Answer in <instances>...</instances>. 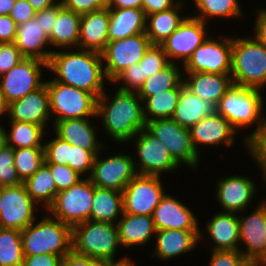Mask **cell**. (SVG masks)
Returning <instances> with one entry per match:
<instances>
[{
    "label": "cell",
    "mask_w": 266,
    "mask_h": 266,
    "mask_svg": "<svg viewBox=\"0 0 266 266\" xmlns=\"http://www.w3.org/2000/svg\"><path fill=\"white\" fill-rule=\"evenodd\" d=\"M102 266H134L130 258L118 262H107Z\"/></svg>",
    "instance_id": "obj_62"
},
{
    "label": "cell",
    "mask_w": 266,
    "mask_h": 266,
    "mask_svg": "<svg viewBox=\"0 0 266 266\" xmlns=\"http://www.w3.org/2000/svg\"><path fill=\"white\" fill-rule=\"evenodd\" d=\"M6 132L3 125L0 126V150L7 145Z\"/></svg>",
    "instance_id": "obj_64"
},
{
    "label": "cell",
    "mask_w": 266,
    "mask_h": 266,
    "mask_svg": "<svg viewBox=\"0 0 266 266\" xmlns=\"http://www.w3.org/2000/svg\"><path fill=\"white\" fill-rule=\"evenodd\" d=\"M213 250H241L240 227L237 213L220 212L206 224Z\"/></svg>",
    "instance_id": "obj_25"
},
{
    "label": "cell",
    "mask_w": 266,
    "mask_h": 266,
    "mask_svg": "<svg viewBox=\"0 0 266 266\" xmlns=\"http://www.w3.org/2000/svg\"><path fill=\"white\" fill-rule=\"evenodd\" d=\"M109 27V8L81 15L79 42L77 49L101 52L107 43Z\"/></svg>",
    "instance_id": "obj_24"
},
{
    "label": "cell",
    "mask_w": 266,
    "mask_h": 266,
    "mask_svg": "<svg viewBox=\"0 0 266 266\" xmlns=\"http://www.w3.org/2000/svg\"><path fill=\"white\" fill-rule=\"evenodd\" d=\"M14 43L24 57L37 58L47 63L54 52L43 49L45 45H51L49 37L34 18L17 26Z\"/></svg>",
    "instance_id": "obj_27"
},
{
    "label": "cell",
    "mask_w": 266,
    "mask_h": 266,
    "mask_svg": "<svg viewBox=\"0 0 266 266\" xmlns=\"http://www.w3.org/2000/svg\"><path fill=\"white\" fill-rule=\"evenodd\" d=\"M233 84L262 90L266 86V46L256 37H232Z\"/></svg>",
    "instance_id": "obj_6"
},
{
    "label": "cell",
    "mask_w": 266,
    "mask_h": 266,
    "mask_svg": "<svg viewBox=\"0 0 266 266\" xmlns=\"http://www.w3.org/2000/svg\"><path fill=\"white\" fill-rule=\"evenodd\" d=\"M255 22V36L266 46V9L259 10Z\"/></svg>",
    "instance_id": "obj_58"
},
{
    "label": "cell",
    "mask_w": 266,
    "mask_h": 266,
    "mask_svg": "<svg viewBox=\"0 0 266 266\" xmlns=\"http://www.w3.org/2000/svg\"><path fill=\"white\" fill-rule=\"evenodd\" d=\"M23 184L26 187L27 193L36 204L43 202L46 209L52 205L56 196V185L51 171L45 163L33 176L26 179Z\"/></svg>",
    "instance_id": "obj_36"
},
{
    "label": "cell",
    "mask_w": 266,
    "mask_h": 266,
    "mask_svg": "<svg viewBox=\"0 0 266 266\" xmlns=\"http://www.w3.org/2000/svg\"><path fill=\"white\" fill-rule=\"evenodd\" d=\"M246 148L259 165L263 182L266 183V122L246 141Z\"/></svg>",
    "instance_id": "obj_43"
},
{
    "label": "cell",
    "mask_w": 266,
    "mask_h": 266,
    "mask_svg": "<svg viewBox=\"0 0 266 266\" xmlns=\"http://www.w3.org/2000/svg\"><path fill=\"white\" fill-rule=\"evenodd\" d=\"M49 93L50 114L56 121L95 117L97 97L94 94L55 80L45 82Z\"/></svg>",
    "instance_id": "obj_7"
},
{
    "label": "cell",
    "mask_w": 266,
    "mask_h": 266,
    "mask_svg": "<svg viewBox=\"0 0 266 266\" xmlns=\"http://www.w3.org/2000/svg\"><path fill=\"white\" fill-rule=\"evenodd\" d=\"M232 38H207L183 65L185 73L231 74Z\"/></svg>",
    "instance_id": "obj_13"
},
{
    "label": "cell",
    "mask_w": 266,
    "mask_h": 266,
    "mask_svg": "<svg viewBox=\"0 0 266 266\" xmlns=\"http://www.w3.org/2000/svg\"><path fill=\"white\" fill-rule=\"evenodd\" d=\"M8 116L9 120L37 124L45 129L48 120L52 117L46 84L19 100L10 103Z\"/></svg>",
    "instance_id": "obj_21"
},
{
    "label": "cell",
    "mask_w": 266,
    "mask_h": 266,
    "mask_svg": "<svg viewBox=\"0 0 266 266\" xmlns=\"http://www.w3.org/2000/svg\"><path fill=\"white\" fill-rule=\"evenodd\" d=\"M16 0H0V15H9Z\"/></svg>",
    "instance_id": "obj_61"
},
{
    "label": "cell",
    "mask_w": 266,
    "mask_h": 266,
    "mask_svg": "<svg viewBox=\"0 0 266 266\" xmlns=\"http://www.w3.org/2000/svg\"><path fill=\"white\" fill-rule=\"evenodd\" d=\"M17 26L9 15H0V43L14 42Z\"/></svg>",
    "instance_id": "obj_54"
},
{
    "label": "cell",
    "mask_w": 266,
    "mask_h": 266,
    "mask_svg": "<svg viewBox=\"0 0 266 266\" xmlns=\"http://www.w3.org/2000/svg\"><path fill=\"white\" fill-rule=\"evenodd\" d=\"M132 139H135V153L140 162L139 166L135 165L137 174L161 177L163 172L178 169L179 164L171 157L167 147L146 128L140 130Z\"/></svg>",
    "instance_id": "obj_14"
},
{
    "label": "cell",
    "mask_w": 266,
    "mask_h": 266,
    "mask_svg": "<svg viewBox=\"0 0 266 266\" xmlns=\"http://www.w3.org/2000/svg\"><path fill=\"white\" fill-rule=\"evenodd\" d=\"M45 164L49 167L53 179L55 180L56 194L70 188L83 178L68 165L54 163Z\"/></svg>",
    "instance_id": "obj_46"
},
{
    "label": "cell",
    "mask_w": 266,
    "mask_h": 266,
    "mask_svg": "<svg viewBox=\"0 0 266 266\" xmlns=\"http://www.w3.org/2000/svg\"><path fill=\"white\" fill-rule=\"evenodd\" d=\"M202 20L190 13L180 26L160 44L169 62L181 60L184 65L193 52L208 38L207 28Z\"/></svg>",
    "instance_id": "obj_16"
},
{
    "label": "cell",
    "mask_w": 266,
    "mask_h": 266,
    "mask_svg": "<svg viewBox=\"0 0 266 266\" xmlns=\"http://www.w3.org/2000/svg\"><path fill=\"white\" fill-rule=\"evenodd\" d=\"M256 184L247 176L231 175L217 182V201L224 212L238 213L248 207L256 190Z\"/></svg>",
    "instance_id": "obj_20"
},
{
    "label": "cell",
    "mask_w": 266,
    "mask_h": 266,
    "mask_svg": "<svg viewBox=\"0 0 266 266\" xmlns=\"http://www.w3.org/2000/svg\"><path fill=\"white\" fill-rule=\"evenodd\" d=\"M105 7H108L111 0H99Z\"/></svg>",
    "instance_id": "obj_67"
},
{
    "label": "cell",
    "mask_w": 266,
    "mask_h": 266,
    "mask_svg": "<svg viewBox=\"0 0 266 266\" xmlns=\"http://www.w3.org/2000/svg\"><path fill=\"white\" fill-rule=\"evenodd\" d=\"M260 266H266V254L263 256V258L259 261Z\"/></svg>",
    "instance_id": "obj_66"
},
{
    "label": "cell",
    "mask_w": 266,
    "mask_h": 266,
    "mask_svg": "<svg viewBox=\"0 0 266 266\" xmlns=\"http://www.w3.org/2000/svg\"><path fill=\"white\" fill-rule=\"evenodd\" d=\"M25 58L14 42L0 43V76Z\"/></svg>",
    "instance_id": "obj_49"
},
{
    "label": "cell",
    "mask_w": 266,
    "mask_h": 266,
    "mask_svg": "<svg viewBox=\"0 0 266 266\" xmlns=\"http://www.w3.org/2000/svg\"><path fill=\"white\" fill-rule=\"evenodd\" d=\"M181 0H142L141 8L146 16L152 13L169 10L175 7Z\"/></svg>",
    "instance_id": "obj_57"
},
{
    "label": "cell",
    "mask_w": 266,
    "mask_h": 266,
    "mask_svg": "<svg viewBox=\"0 0 266 266\" xmlns=\"http://www.w3.org/2000/svg\"><path fill=\"white\" fill-rule=\"evenodd\" d=\"M119 243L116 224L88 220L72 227V251L105 263L114 261Z\"/></svg>",
    "instance_id": "obj_5"
},
{
    "label": "cell",
    "mask_w": 266,
    "mask_h": 266,
    "mask_svg": "<svg viewBox=\"0 0 266 266\" xmlns=\"http://www.w3.org/2000/svg\"><path fill=\"white\" fill-rule=\"evenodd\" d=\"M152 217L156 231L164 229L200 231V239L204 235L198 227L199 220L188 206L168 194H165L155 208Z\"/></svg>",
    "instance_id": "obj_19"
},
{
    "label": "cell",
    "mask_w": 266,
    "mask_h": 266,
    "mask_svg": "<svg viewBox=\"0 0 266 266\" xmlns=\"http://www.w3.org/2000/svg\"><path fill=\"white\" fill-rule=\"evenodd\" d=\"M181 89H169L147 97L143 103L146 122L171 118L178 104Z\"/></svg>",
    "instance_id": "obj_37"
},
{
    "label": "cell",
    "mask_w": 266,
    "mask_h": 266,
    "mask_svg": "<svg viewBox=\"0 0 266 266\" xmlns=\"http://www.w3.org/2000/svg\"><path fill=\"white\" fill-rule=\"evenodd\" d=\"M217 112V105L211 101H205L181 86L180 97L171 117L180 126L190 129L204 117L211 116Z\"/></svg>",
    "instance_id": "obj_30"
},
{
    "label": "cell",
    "mask_w": 266,
    "mask_h": 266,
    "mask_svg": "<svg viewBox=\"0 0 266 266\" xmlns=\"http://www.w3.org/2000/svg\"><path fill=\"white\" fill-rule=\"evenodd\" d=\"M146 77L143 76L142 66L134 64L123 70L112 83H120V81L125 85H120L119 90L123 91H135L137 92L143 85ZM128 86V87H127Z\"/></svg>",
    "instance_id": "obj_48"
},
{
    "label": "cell",
    "mask_w": 266,
    "mask_h": 266,
    "mask_svg": "<svg viewBox=\"0 0 266 266\" xmlns=\"http://www.w3.org/2000/svg\"><path fill=\"white\" fill-rule=\"evenodd\" d=\"M21 231L0 227V266H23Z\"/></svg>",
    "instance_id": "obj_39"
},
{
    "label": "cell",
    "mask_w": 266,
    "mask_h": 266,
    "mask_svg": "<svg viewBox=\"0 0 266 266\" xmlns=\"http://www.w3.org/2000/svg\"><path fill=\"white\" fill-rule=\"evenodd\" d=\"M146 20L142 8H109V41L145 33Z\"/></svg>",
    "instance_id": "obj_29"
},
{
    "label": "cell",
    "mask_w": 266,
    "mask_h": 266,
    "mask_svg": "<svg viewBox=\"0 0 266 266\" xmlns=\"http://www.w3.org/2000/svg\"><path fill=\"white\" fill-rule=\"evenodd\" d=\"M1 208H2V200H1V187H0V212H1Z\"/></svg>",
    "instance_id": "obj_68"
},
{
    "label": "cell",
    "mask_w": 266,
    "mask_h": 266,
    "mask_svg": "<svg viewBox=\"0 0 266 266\" xmlns=\"http://www.w3.org/2000/svg\"><path fill=\"white\" fill-rule=\"evenodd\" d=\"M62 7V2L59 0V2L54 6L36 12L35 14L34 19L36 21H39L40 26L48 36L52 32L53 26L57 18V13Z\"/></svg>",
    "instance_id": "obj_52"
},
{
    "label": "cell",
    "mask_w": 266,
    "mask_h": 266,
    "mask_svg": "<svg viewBox=\"0 0 266 266\" xmlns=\"http://www.w3.org/2000/svg\"><path fill=\"white\" fill-rule=\"evenodd\" d=\"M95 156L89 179L99 188L114 189L122 192L126 185L137 175L136 161L128 154H116L106 159Z\"/></svg>",
    "instance_id": "obj_17"
},
{
    "label": "cell",
    "mask_w": 266,
    "mask_h": 266,
    "mask_svg": "<svg viewBox=\"0 0 266 266\" xmlns=\"http://www.w3.org/2000/svg\"><path fill=\"white\" fill-rule=\"evenodd\" d=\"M65 9L77 14H86L105 8L99 0H60Z\"/></svg>",
    "instance_id": "obj_51"
},
{
    "label": "cell",
    "mask_w": 266,
    "mask_h": 266,
    "mask_svg": "<svg viewBox=\"0 0 266 266\" xmlns=\"http://www.w3.org/2000/svg\"><path fill=\"white\" fill-rule=\"evenodd\" d=\"M44 161V147L14 149V165L22 182L33 176Z\"/></svg>",
    "instance_id": "obj_41"
},
{
    "label": "cell",
    "mask_w": 266,
    "mask_h": 266,
    "mask_svg": "<svg viewBox=\"0 0 266 266\" xmlns=\"http://www.w3.org/2000/svg\"><path fill=\"white\" fill-rule=\"evenodd\" d=\"M160 176L137 174L123 189V213L153 216L165 196Z\"/></svg>",
    "instance_id": "obj_12"
},
{
    "label": "cell",
    "mask_w": 266,
    "mask_h": 266,
    "mask_svg": "<svg viewBox=\"0 0 266 266\" xmlns=\"http://www.w3.org/2000/svg\"><path fill=\"white\" fill-rule=\"evenodd\" d=\"M151 45L146 33L109 41L100 52L108 82H113L129 66L138 64Z\"/></svg>",
    "instance_id": "obj_10"
},
{
    "label": "cell",
    "mask_w": 266,
    "mask_h": 266,
    "mask_svg": "<svg viewBox=\"0 0 266 266\" xmlns=\"http://www.w3.org/2000/svg\"><path fill=\"white\" fill-rule=\"evenodd\" d=\"M181 74L177 61L176 63L170 62L162 70L146 78L137 94L144 101L147 97L164 90L181 89V86L184 84L183 75Z\"/></svg>",
    "instance_id": "obj_35"
},
{
    "label": "cell",
    "mask_w": 266,
    "mask_h": 266,
    "mask_svg": "<svg viewBox=\"0 0 266 266\" xmlns=\"http://www.w3.org/2000/svg\"><path fill=\"white\" fill-rule=\"evenodd\" d=\"M105 262L71 251L61 260V266H102Z\"/></svg>",
    "instance_id": "obj_56"
},
{
    "label": "cell",
    "mask_w": 266,
    "mask_h": 266,
    "mask_svg": "<svg viewBox=\"0 0 266 266\" xmlns=\"http://www.w3.org/2000/svg\"><path fill=\"white\" fill-rule=\"evenodd\" d=\"M187 77L183 79L184 86L193 94L203 100L211 101L218 105L221 97L233 85L230 74L217 73H186Z\"/></svg>",
    "instance_id": "obj_28"
},
{
    "label": "cell",
    "mask_w": 266,
    "mask_h": 266,
    "mask_svg": "<svg viewBox=\"0 0 266 266\" xmlns=\"http://www.w3.org/2000/svg\"><path fill=\"white\" fill-rule=\"evenodd\" d=\"M120 215V217H119ZM123 215L122 192L99 188L94 185V197L90 210V220L117 223V218Z\"/></svg>",
    "instance_id": "obj_33"
},
{
    "label": "cell",
    "mask_w": 266,
    "mask_h": 266,
    "mask_svg": "<svg viewBox=\"0 0 266 266\" xmlns=\"http://www.w3.org/2000/svg\"><path fill=\"white\" fill-rule=\"evenodd\" d=\"M36 11L28 0H16L9 16L19 25L35 17Z\"/></svg>",
    "instance_id": "obj_53"
},
{
    "label": "cell",
    "mask_w": 266,
    "mask_h": 266,
    "mask_svg": "<svg viewBox=\"0 0 266 266\" xmlns=\"http://www.w3.org/2000/svg\"><path fill=\"white\" fill-rule=\"evenodd\" d=\"M2 208L0 212V227L24 230L36 222L35 206L25 185L1 187Z\"/></svg>",
    "instance_id": "obj_15"
},
{
    "label": "cell",
    "mask_w": 266,
    "mask_h": 266,
    "mask_svg": "<svg viewBox=\"0 0 266 266\" xmlns=\"http://www.w3.org/2000/svg\"><path fill=\"white\" fill-rule=\"evenodd\" d=\"M184 1H180L175 7L161 12L147 15L146 35L149 37L152 45H160L164 42L184 21L186 15L181 17L179 14ZM149 21V22H148Z\"/></svg>",
    "instance_id": "obj_32"
},
{
    "label": "cell",
    "mask_w": 266,
    "mask_h": 266,
    "mask_svg": "<svg viewBox=\"0 0 266 266\" xmlns=\"http://www.w3.org/2000/svg\"><path fill=\"white\" fill-rule=\"evenodd\" d=\"M22 183L14 165V148L5 145L0 150V187L18 186Z\"/></svg>",
    "instance_id": "obj_42"
},
{
    "label": "cell",
    "mask_w": 266,
    "mask_h": 266,
    "mask_svg": "<svg viewBox=\"0 0 266 266\" xmlns=\"http://www.w3.org/2000/svg\"><path fill=\"white\" fill-rule=\"evenodd\" d=\"M261 202L249 216L238 217L240 241L247 248L240 251L251 262H259L266 254V200Z\"/></svg>",
    "instance_id": "obj_18"
},
{
    "label": "cell",
    "mask_w": 266,
    "mask_h": 266,
    "mask_svg": "<svg viewBox=\"0 0 266 266\" xmlns=\"http://www.w3.org/2000/svg\"><path fill=\"white\" fill-rule=\"evenodd\" d=\"M142 0H111L108 8H141Z\"/></svg>",
    "instance_id": "obj_59"
},
{
    "label": "cell",
    "mask_w": 266,
    "mask_h": 266,
    "mask_svg": "<svg viewBox=\"0 0 266 266\" xmlns=\"http://www.w3.org/2000/svg\"><path fill=\"white\" fill-rule=\"evenodd\" d=\"M169 63L167 55L160 45H151L139 62L142 66L143 76L146 78L162 70Z\"/></svg>",
    "instance_id": "obj_45"
},
{
    "label": "cell",
    "mask_w": 266,
    "mask_h": 266,
    "mask_svg": "<svg viewBox=\"0 0 266 266\" xmlns=\"http://www.w3.org/2000/svg\"><path fill=\"white\" fill-rule=\"evenodd\" d=\"M246 262L240 250H212L209 266H243Z\"/></svg>",
    "instance_id": "obj_50"
},
{
    "label": "cell",
    "mask_w": 266,
    "mask_h": 266,
    "mask_svg": "<svg viewBox=\"0 0 266 266\" xmlns=\"http://www.w3.org/2000/svg\"><path fill=\"white\" fill-rule=\"evenodd\" d=\"M8 107H9V104L7 103L3 93L1 91V88H0V115L3 113L4 114L8 113Z\"/></svg>",
    "instance_id": "obj_63"
},
{
    "label": "cell",
    "mask_w": 266,
    "mask_h": 266,
    "mask_svg": "<svg viewBox=\"0 0 266 266\" xmlns=\"http://www.w3.org/2000/svg\"><path fill=\"white\" fill-rule=\"evenodd\" d=\"M116 226L119 243L127 248L145 245L156 234L152 216L123 213Z\"/></svg>",
    "instance_id": "obj_31"
},
{
    "label": "cell",
    "mask_w": 266,
    "mask_h": 266,
    "mask_svg": "<svg viewBox=\"0 0 266 266\" xmlns=\"http://www.w3.org/2000/svg\"><path fill=\"white\" fill-rule=\"evenodd\" d=\"M11 131L6 132L7 145L14 149L43 147L45 129L37 124L27 123L24 121L10 120Z\"/></svg>",
    "instance_id": "obj_38"
},
{
    "label": "cell",
    "mask_w": 266,
    "mask_h": 266,
    "mask_svg": "<svg viewBox=\"0 0 266 266\" xmlns=\"http://www.w3.org/2000/svg\"><path fill=\"white\" fill-rule=\"evenodd\" d=\"M54 51L48 69L54 73L55 81L94 94L97 98L105 91L102 57L99 52L79 49L77 52Z\"/></svg>",
    "instance_id": "obj_1"
},
{
    "label": "cell",
    "mask_w": 266,
    "mask_h": 266,
    "mask_svg": "<svg viewBox=\"0 0 266 266\" xmlns=\"http://www.w3.org/2000/svg\"><path fill=\"white\" fill-rule=\"evenodd\" d=\"M24 256L53 254L65 257L72 251V227L53 216H44L21 230Z\"/></svg>",
    "instance_id": "obj_4"
},
{
    "label": "cell",
    "mask_w": 266,
    "mask_h": 266,
    "mask_svg": "<svg viewBox=\"0 0 266 266\" xmlns=\"http://www.w3.org/2000/svg\"><path fill=\"white\" fill-rule=\"evenodd\" d=\"M198 14L193 17L207 23L208 17L239 18L243 15L238 0H193Z\"/></svg>",
    "instance_id": "obj_40"
},
{
    "label": "cell",
    "mask_w": 266,
    "mask_h": 266,
    "mask_svg": "<svg viewBox=\"0 0 266 266\" xmlns=\"http://www.w3.org/2000/svg\"><path fill=\"white\" fill-rule=\"evenodd\" d=\"M28 2L33 6L36 12H39L46 8L54 6L59 1L58 0H28Z\"/></svg>",
    "instance_id": "obj_60"
},
{
    "label": "cell",
    "mask_w": 266,
    "mask_h": 266,
    "mask_svg": "<svg viewBox=\"0 0 266 266\" xmlns=\"http://www.w3.org/2000/svg\"><path fill=\"white\" fill-rule=\"evenodd\" d=\"M94 160L95 155L91 151L70 144V160L68 161V166L79 175L84 176L89 171L86 177H90Z\"/></svg>",
    "instance_id": "obj_47"
},
{
    "label": "cell",
    "mask_w": 266,
    "mask_h": 266,
    "mask_svg": "<svg viewBox=\"0 0 266 266\" xmlns=\"http://www.w3.org/2000/svg\"><path fill=\"white\" fill-rule=\"evenodd\" d=\"M189 131L197 153H199L200 145L215 146L223 143L230 147L234 144V136L238 133L218 112L204 117L193 125Z\"/></svg>",
    "instance_id": "obj_22"
},
{
    "label": "cell",
    "mask_w": 266,
    "mask_h": 266,
    "mask_svg": "<svg viewBox=\"0 0 266 266\" xmlns=\"http://www.w3.org/2000/svg\"><path fill=\"white\" fill-rule=\"evenodd\" d=\"M93 197L94 184L89 177H84L70 188L58 192L46 211L48 215L73 227L90 220Z\"/></svg>",
    "instance_id": "obj_8"
},
{
    "label": "cell",
    "mask_w": 266,
    "mask_h": 266,
    "mask_svg": "<svg viewBox=\"0 0 266 266\" xmlns=\"http://www.w3.org/2000/svg\"><path fill=\"white\" fill-rule=\"evenodd\" d=\"M154 256L165 261L193 251L200 240V231L164 229L156 231Z\"/></svg>",
    "instance_id": "obj_26"
},
{
    "label": "cell",
    "mask_w": 266,
    "mask_h": 266,
    "mask_svg": "<svg viewBox=\"0 0 266 266\" xmlns=\"http://www.w3.org/2000/svg\"><path fill=\"white\" fill-rule=\"evenodd\" d=\"M54 136L56 137L43 145L44 163L68 165L70 160V143L61 139L55 133Z\"/></svg>",
    "instance_id": "obj_44"
},
{
    "label": "cell",
    "mask_w": 266,
    "mask_h": 266,
    "mask_svg": "<svg viewBox=\"0 0 266 266\" xmlns=\"http://www.w3.org/2000/svg\"><path fill=\"white\" fill-rule=\"evenodd\" d=\"M90 118H73L56 121L53 124L55 134L71 145L79 146L91 151L95 156L100 149L105 148L104 143L99 142Z\"/></svg>",
    "instance_id": "obj_23"
},
{
    "label": "cell",
    "mask_w": 266,
    "mask_h": 266,
    "mask_svg": "<svg viewBox=\"0 0 266 266\" xmlns=\"http://www.w3.org/2000/svg\"><path fill=\"white\" fill-rule=\"evenodd\" d=\"M42 68L48 63L37 58H23L16 66L0 76V88L8 104L41 88Z\"/></svg>",
    "instance_id": "obj_11"
},
{
    "label": "cell",
    "mask_w": 266,
    "mask_h": 266,
    "mask_svg": "<svg viewBox=\"0 0 266 266\" xmlns=\"http://www.w3.org/2000/svg\"><path fill=\"white\" fill-rule=\"evenodd\" d=\"M62 258L53 254L24 256L23 266H61Z\"/></svg>",
    "instance_id": "obj_55"
},
{
    "label": "cell",
    "mask_w": 266,
    "mask_h": 266,
    "mask_svg": "<svg viewBox=\"0 0 266 266\" xmlns=\"http://www.w3.org/2000/svg\"><path fill=\"white\" fill-rule=\"evenodd\" d=\"M146 129L167 147L179 165L183 163L197 169L200 153L194 148L188 128L180 126L172 118H164L147 122Z\"/></svg>",
    "instance_id": "obj_9"
},
{
    "label": "cell",
    "mask_w": 266,
    "mask_h": 266,
    "mask_svg": "<svg viewBox=\"0 0 266 266\" xmlns=\"http://www.w3.org/2000/svg\"><path fill=\"white\" fill-rule=\"evenodd\" d=\"M81 15L62 7L58 13L51 34V46L67 49L77 47L79 42Z\"/></svg>",
    "instance_id": "obj_34"
},
{
    "label": "cell",
    "mask_w": 266,
    "mask_h": 266,
    "mask_svg": "<svg viewBox=\"0 0 266 266\" xmlns=\"http://www.w3.org/2000/svg\"><path fill=\"white\" fill-rule=\"evenodd\" d=\"M260 91L233 84L217 105V112L238 132L243 127L257 124L255 130L243 140L245 145L266 122V113L263 112L264 101Z\"/></svg>",
    "instance_id": "obj_3"
},
{
    "label": "cell",
    "mask_w": 266,
    "mask_h": 266,
    "mask_svg": "<svg viewBox=\"0 0 266 266\" xmlns=\"http://www.w3.org/2000/svg\"><path fill=\"white\" fill-rule=\"evenodd\" d=\"M243 266H260L259 262L247 261Z\"/></svg>",
    "instance_id": "obj_65"
},
{
    "label": "cell",
    "mask_w": 266,
    "mask_h": 266,
    "mask_svg": "<svg viewBox=\"0 0 266 266\" xmlns=\"http://www.w3.org/2000/svg\"><path fill=\"white\" fill-rule=\"evenodd\" d=\"M109 102L104 91L97 99L96 117L102 119L104 131L112 140L119 143L131 141L143 128H146L143 100L135 91L116 90ZM108 102V103H107Z\"/></svg>",
    "instance_id": "obj_2"
}]
</instances>
